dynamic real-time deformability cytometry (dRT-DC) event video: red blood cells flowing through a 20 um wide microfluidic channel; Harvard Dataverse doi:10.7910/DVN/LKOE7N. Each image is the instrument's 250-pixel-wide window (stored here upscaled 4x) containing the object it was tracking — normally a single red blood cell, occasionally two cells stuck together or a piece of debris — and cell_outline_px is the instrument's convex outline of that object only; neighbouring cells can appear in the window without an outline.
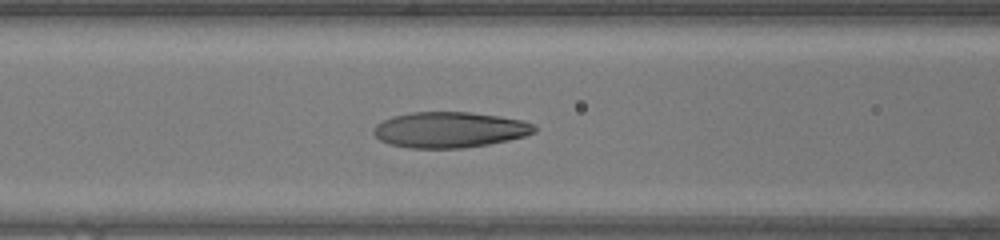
{"species": "human", "species_latin": "Homo sapiens", "temperature_condition": "warm", "stored_images_in_passage": 49, "camera_frame_rate_fps": 3000, "um_per_image_px": 0.085, "donor": {"sex": "female"}, "frame": {"image": 1, "passage_image": 20, "time_ms": 6.333, "image_size_px": [1000, 240], "cell_outline_px": [[536, 132], [524, 136], [508, 140], [488, 144], [464, 148], [408, 148], [388, 144], [380, 140], [372, 132], [376, 124], [392, 116], [412, 112], [468, 112], [500, 116], [524, 120], [536, 124]], "centroid_in_image_um": [38.23, 11.03], "position_along_channel_um": 128.4, "area_um2": 33.7}}
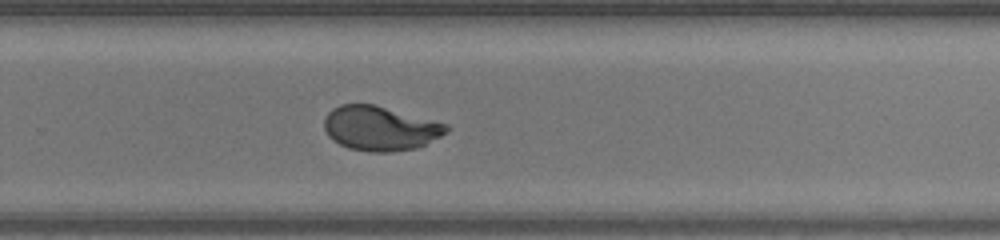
{"frame": {"image": 2, "passage_image": 32, "time_ms": 10.333, "image_size_px": [1000, 240], "cell_outline_px": [[452, 128], [448, 132], [416, 148], [392, 152], [368, 152], [348, 148], [332, 140], [328, 136], [324, 128], [324, 120], [328, 112], [332, 108], [340, 104], [372, 104], [448, 124]], "centroid_in_image_um": [32.29, 10.91], "position_along_channel_um": 297.5, "area_um2": 31.67}}
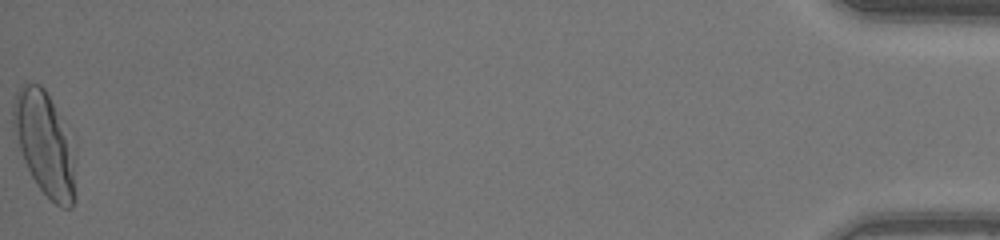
{"frame": {"image": 3, "passage_image": 49, "time_ms": 16.0, "image_size_px": [1000, 240], "cell_outline_px": [[76, 200], [72, 208], [60, 208], [36, 184], [24, 160], [12, 124], [12, 104], [16, 92], [24, 84], [40, 84], [44, 88], [56, 112], [64, 136], [72, 164]], "centroid_in_image_um": [3.71, 12.26], "position_along_channel_um": 431.5, "area_um2": 35.26}, "authors_computed_cell_mechanics": {"area_um2": 32.7726, "velocity_mm_per_s": 4.2398, "shape_relaxation_time_tau1_ms": 8.6556, "shape_relaxation_time_tau2_ms": null, "deformation_change_tau1": 0.35, "deformation_change_tau2": null}}